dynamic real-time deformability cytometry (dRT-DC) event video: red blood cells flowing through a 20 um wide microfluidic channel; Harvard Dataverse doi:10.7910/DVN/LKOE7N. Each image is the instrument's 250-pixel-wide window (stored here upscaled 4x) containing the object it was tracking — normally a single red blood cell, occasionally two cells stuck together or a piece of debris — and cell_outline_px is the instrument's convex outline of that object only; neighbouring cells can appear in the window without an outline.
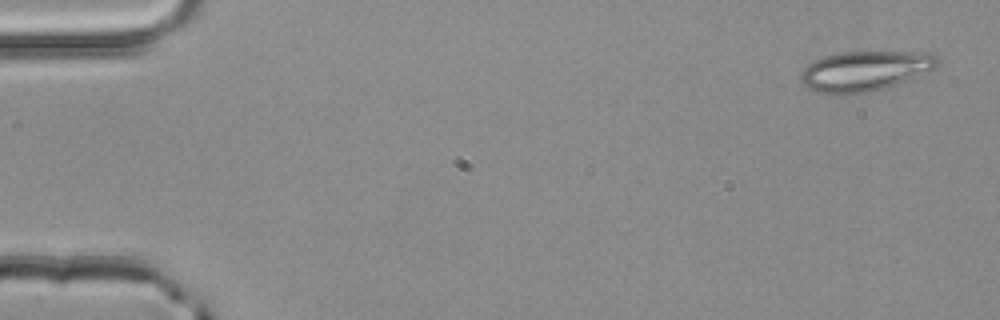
{"species": "common noctule bat (a hibernating species)", "species_latin": "Nyctalus noctula", "temperature_condition": "room temperature", "stored_images_in_passage": 51, "camera_frame_rate_fps": 3000, "um_per_image_px": 0.085, "animal": {"sex": "male", "body_mass_g": 20.4}, "frame": {"image": 1, "passage_image": 2, "time_ms": 0.333, "image_size_px": [1000, 320], "cell_outline_px": [[940, 64], [936, 68], [908, 80], [884, 88], [868, 92], [840, 96], [816, 92], [808, 88], [800, 80], [800, 76], [804, 68], [812, 60], [836, 52], [928, 52], [936, 56]], "centroid_in_image_um": [73.49, 6.04], "position_along_channel_um": 11.5, "area_um2": 32.31}}
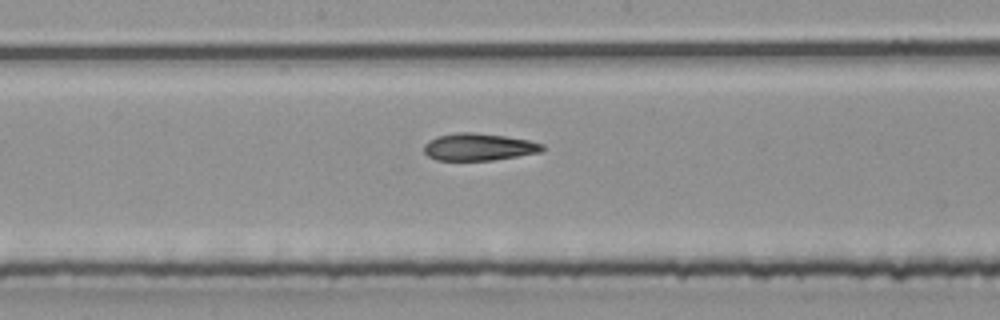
{"frame": {"image": 2, "passage_image": 27, "time_ms": 8.667, "image_size_px": [1000, 320], "cell_outline_px": [[544, 148], [540, 152], [492, 160], [436, 160], [428, 156], [424, 152], [424, 144], [428, 140], [436, 136], [456, 132], [472, 132], [504, 136], [528, 140], [544, 144]], "centroid_in_image_um": [40.65, 12.48], "position_along_channel_um": 207.6, "area_um2": 18.73}}
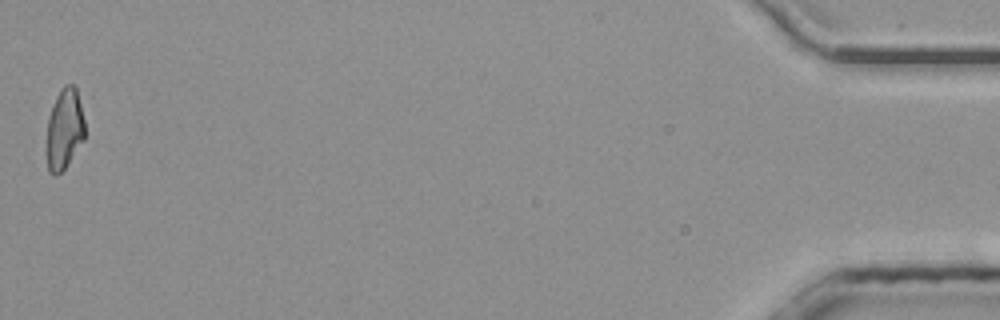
{"frame": {"image": 3, "passage_image": 51, "time_ms": 16.667, "image_size_px": [1000, 320], "cell_outline_px": [[84, 140], [64, 168], [56, 176], [52, 176], [48, 172], [44, 152], [48, 116], [52, 104], [56, 96], [64, 84], [76, 84], [84, 120]], "centroid_in_image_um": [5.42, 10.99], "position_along_channel_um": 429.8, "area_um2": 18.67}, "authors_computed_cell_mechanics": {"area_um2": 19.4208, "velocity_mm_per_s": 4.0392, "shape_relaxation_time_tau1_ms": 4.9957, "shape_relaxation_time_tau2_ms": 3.5234, "deformation_change_tau1": 0.1584, "deformation_change_tau2": 0.1255}}